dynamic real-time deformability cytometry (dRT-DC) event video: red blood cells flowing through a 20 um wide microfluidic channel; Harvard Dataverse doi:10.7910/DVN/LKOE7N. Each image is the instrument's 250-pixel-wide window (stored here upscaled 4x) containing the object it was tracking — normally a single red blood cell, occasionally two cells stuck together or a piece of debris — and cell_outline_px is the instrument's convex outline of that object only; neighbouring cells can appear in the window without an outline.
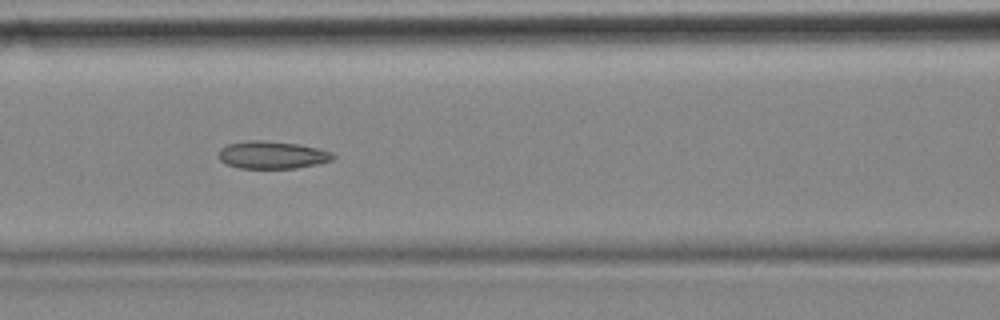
{"species": "common noctule bat (a hibernating species)", "species_latin": "Nyctalus noctula", "temperature_condition": "cold", "stored_images_in_passage": 7, "camera_frame_rate_fps": 3000, "um_per_image_px": 0.085, "animal": {"sex": "female", "body_mass_g": 18.4}, "frame": {"image": 1, "passage_image": 7, "time_ms": 2.0, "image_size_px": [1000, 320], "cell_outline_px": [[336, 156], [332, 160], [316, 164], [296, 168], [240, 168], [224, 164], [220, 160], [220, 148], [228, 144], [244, 140], [264, 140], [300, 144], [332, 152]], "centroid_in_image_um": [23.12, 13.16], "position_along_channel_um": 143.5, "area_um2": 18.44}}